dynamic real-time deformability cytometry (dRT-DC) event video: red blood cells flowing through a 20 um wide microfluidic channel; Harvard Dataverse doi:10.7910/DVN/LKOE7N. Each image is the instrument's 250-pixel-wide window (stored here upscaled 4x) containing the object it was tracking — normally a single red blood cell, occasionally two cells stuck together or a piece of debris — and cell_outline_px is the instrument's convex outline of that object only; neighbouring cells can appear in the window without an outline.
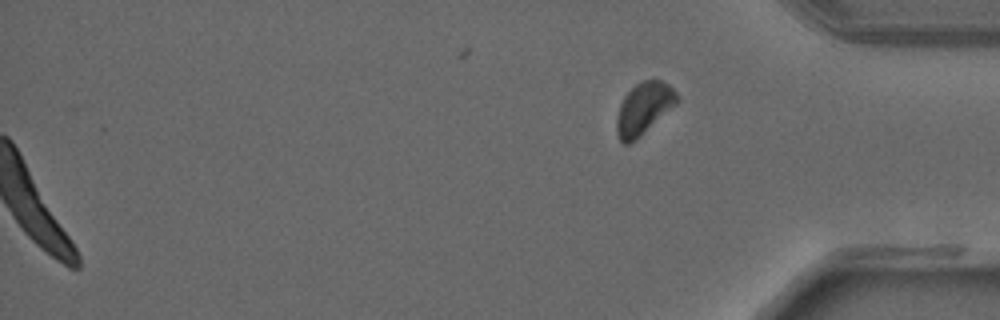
{"species": "common noctule bat (a hibernating species)", "species_latin": "Nyctalus noctula", "temperature_condition": "warm", "stored_images_in_passage": 36, "camera_frame_rate_fps": 3000, "um_per_image_px": 0.085, "animal": {"sex": "male", "forearm_length_mm": 52.5}, "frame": {"image": 1, "passage_image": 36, "time_ms": 11.667, "image_size_px": [1000, 320], "cell_outline_px": [[680, 100], [676, 104], [636, 140], [628, 144], [624, 144], [620, 140], [616, 132], [616, 120], [620, 104], [624, 96], [640, 80], [660, 80], [668, 84], [680, 96]], "centroid_in_image_um": [54.72, 9.22], "position_along_channel_um": 380.5, "area_um2": 18.21}}